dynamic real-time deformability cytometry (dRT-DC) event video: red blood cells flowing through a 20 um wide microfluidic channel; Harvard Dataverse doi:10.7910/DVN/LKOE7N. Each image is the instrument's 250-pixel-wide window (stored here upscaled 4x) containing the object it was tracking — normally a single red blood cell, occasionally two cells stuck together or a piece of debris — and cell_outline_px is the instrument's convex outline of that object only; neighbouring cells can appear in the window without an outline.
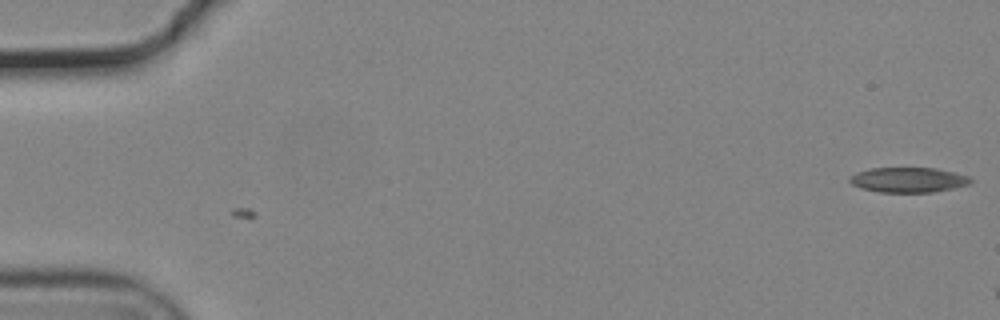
{"species": "common noctule bat (a hibernating species)", "species_latin": "Nyctalus noctula", "temperature_condition": "cold", "stored_images_in_passage": 6, "camera_frame_rate_fps": 3000, "um_per_image_px": 0.085, "animal": {"sex": "male", "body_mass_g": 19.2, "forearm_length_mm": 51.8}, "frame": {"image": 1, "passage_image": 6, "time_ms": 1.667, "image_size_px": [1000, 320], "cell_outline_px": [[972, 180], [968, 184], [952, 188], [932, 192], [880, 192], [860, 188], [852, 184], [848, 180], [856, 172], [872, 168], [936, 168], [968, 176]], "centroid_in_image_um": [77.17, 15.29], "position_along_channel_um": 7.8, "area_um2": 17.4}}